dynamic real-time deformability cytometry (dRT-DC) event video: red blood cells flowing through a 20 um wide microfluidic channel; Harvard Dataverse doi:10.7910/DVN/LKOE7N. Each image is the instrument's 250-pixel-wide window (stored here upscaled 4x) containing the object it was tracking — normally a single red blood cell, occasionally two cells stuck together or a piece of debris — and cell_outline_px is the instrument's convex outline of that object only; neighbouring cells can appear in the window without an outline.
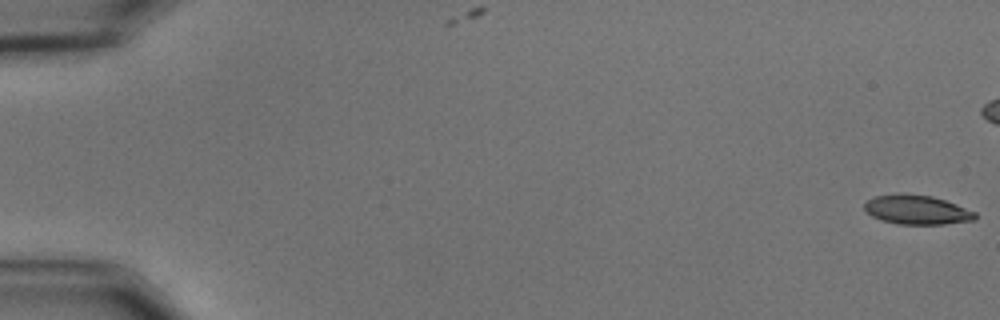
{"species": "common noctule bat (a hibernating species)", "species_latin": "Nyctalus noctula", "temperature_condition": "cold", "stored_images_in_passage": 59, "camera_frame_rate_fps": 3000, "um_per_image_px": 0.085, "animal": {"sex": "male", "body_mass_g": 15.6}, "frame": {"image": 1, "passage_image": 1, "time_ms": 0.0, "image_size_px": [1000, 320], "cell_outline_px": [[976, 220], [944, 224], [896, 224], [880, 220], [872, 216], [864, 208], [864, 204], [868, 200], [876, 196], [900, 192], [932, 196], [956, 204], [976, 212]], "centroid_in_image_um": [77.93, 17.82], "position_along_channel_um": 7.1, "area_um2": 19.02}}
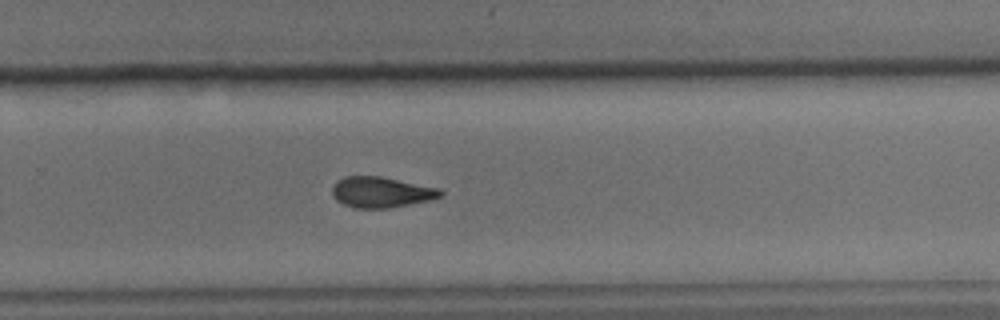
{"frame": {"image": 2, "passage_image": 39, "time_ms": 12.667, "image_size_px": [1000, 320], "cell_outline_px": [[444, 192], [440, 196], [428, 200], [388, 208], [352, 208], [336, 200], [332, 196], [332, 184], [336, 180], [344, 176], [380, 176], [440, 188]], "centroid_in_image_um": [32.34, 16.32], "position_along_channel_um": 297.5, "area_um2": 19.42}}
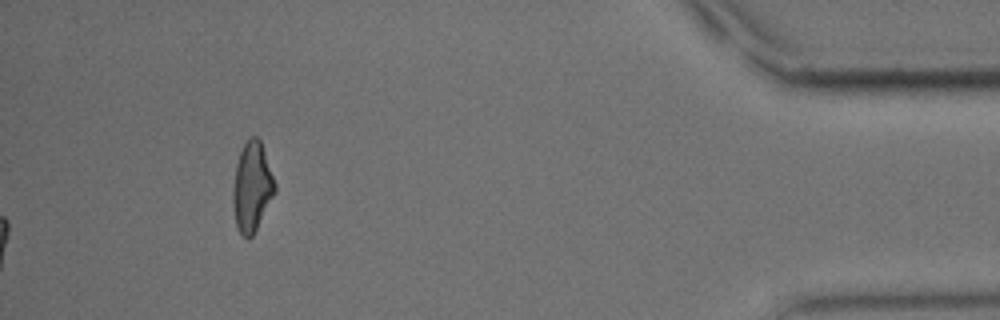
{"frame": {"image": 3, "passage_image": 59, "time_ms": 19.333, "image_size_px": [1000, 320], "cell_outline_px": [[276, 192], [252, 236], [244, 236], [240, 232], [236, 224], [232, 200], [232, 192], [236, 164], [240, 152], [248, 136], [256, 136], [260, 140], [276, 184]], "centroid_in_image_um": [21.42, 15.85], "position_along_channel_um": 413.8, "area_um2": 21.62}, "authors_computed_cell_mechanics": {"area_um2": 19.7098, "velocity_mm_per_s": 3.5631, "shape_relaxation_time_tau1_ms": 8.2726, "shape_relaxation_time_tau2_ms": 5.1875, "deformation_change_tau1": 0.1757, "deformation_change_tau2": 0.1264}}